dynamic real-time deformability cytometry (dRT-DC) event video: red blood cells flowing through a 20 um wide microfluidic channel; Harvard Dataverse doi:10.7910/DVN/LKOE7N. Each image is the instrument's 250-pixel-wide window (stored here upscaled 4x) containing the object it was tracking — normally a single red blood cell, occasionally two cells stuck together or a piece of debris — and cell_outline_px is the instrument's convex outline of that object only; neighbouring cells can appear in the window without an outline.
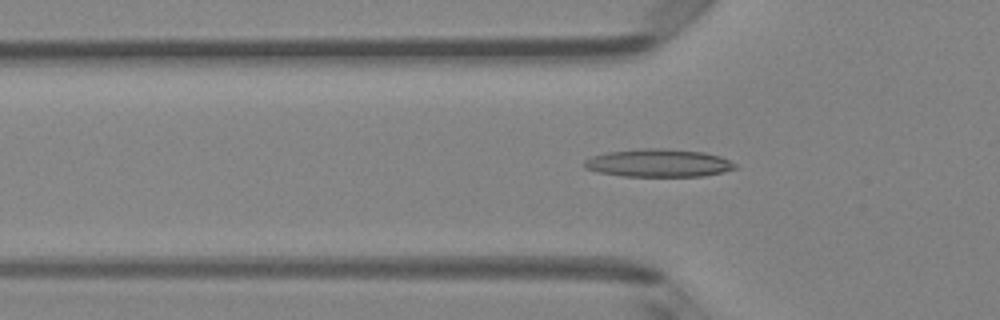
{"species": "Egyptian fruit bat (a non-hibernating species)", "species_latin": "Rousettus aegyptiacus", "temperature_condition": "room temperature", "stored_images_in_passage": 7, "camera_frame_rate_fps": 3000, "um_per_image_px": 0.085, "animal": {"sex": "female"}, "frame": {"image": 1, "passage_image": 5, "time_ms": 5.667, "image_size_px": [1000, 320], "cell_outline_px": [[740, 168], [704, 176], [624, 176], [596, 172], [584, 168], [584, 160], [592, 156], [608, 152], [644, 148], [668, 148], [704, 152], [720, 156], [736, 164]], "centroid_in_image_um": [55.98, 13.85], "position_along_channel_um": 69.8, "area_um2": 24.68}}
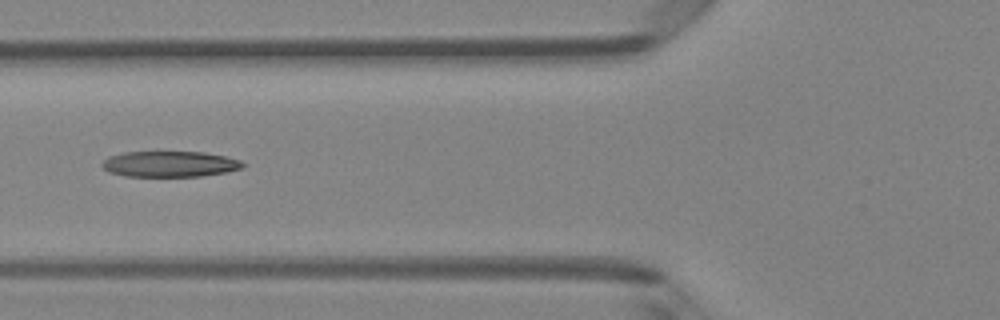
{"frame": {"image": 2, "passage_image": 6, "time_ms": 6.667, "image_size_px": [1000, 320], "cell_outline_px": [[244, 168], [224, 172], [200, 176], [124, 176], [108, 172], [100, 164], [108, 156], [124, 152], [204, 152], [224, 156], [240, 160], [244, 164]], "centroid_in_image_um": [14.4, 13.94], "position_along_channel_um": 111.4, "area_um2": 21.1}}
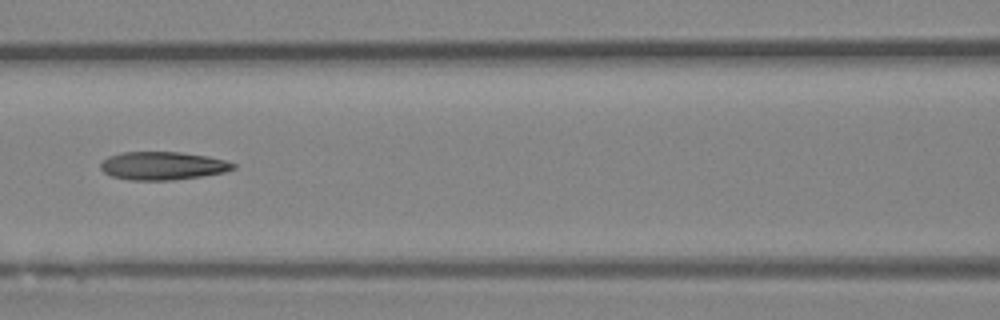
{"frame": {"image": 3, "passage_image": 7, "time_ms": 7.667, "image_size_px": [1000, 320], "cell_outline_px": [[236, 168], [224, 172], [200, 176], [172, 180], [128, 180], [112, 176], [104, 172], [100, 168], [100, 164], [108, 156], [124, 152], [180, 152], [208, 156], [224, 160], [236, 164]], "centroid_in_image_um": [13.82, 14.09], "position_along_channel_um": 152.8, "area_um2": 21.68}}